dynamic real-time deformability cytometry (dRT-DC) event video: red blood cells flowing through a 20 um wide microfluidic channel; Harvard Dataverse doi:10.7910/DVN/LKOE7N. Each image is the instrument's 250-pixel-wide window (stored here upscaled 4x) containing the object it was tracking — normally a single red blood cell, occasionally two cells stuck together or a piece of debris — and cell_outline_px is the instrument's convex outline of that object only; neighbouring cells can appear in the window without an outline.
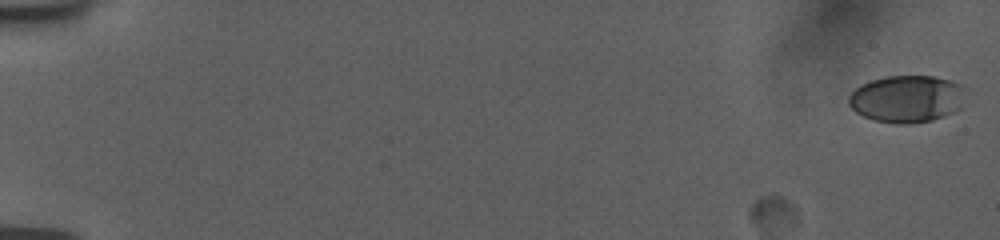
{"species": "human", "species_latin": "Homo sapiens", "temperature_condition": "room temperature", "stored_images_in_passage": 56, "camera_frame_rate_fps": 3000, "um_per_image_px": 0.085, "donor": {"sex": "female"}, "frame": {"image": 1, "passage_image": 1, "time_ms": 0.0, "image_size_px": [1000, 240], "cell_outline_px": [[968, 88], [960, 108], [952, 112], [932, 120], [912, 124], [896, 124], [872, 120], [856, 112], [848, 104], [848, 96], [860, 84], [872, 80], [888, 76], [936, 76], [964, 84]], "centroid_in_image_um": [77.11, 8.39], "position_along_channel_um": 7.9, "area_um2": 32.6}}
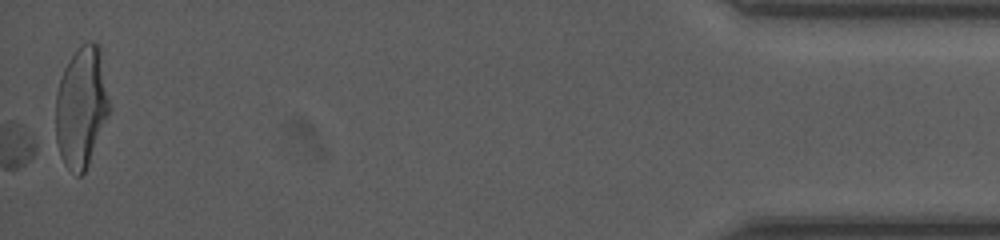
{"frame": {"image": 2, "passage_image": 56, "time_ms": 18.333, "image_size_px": [1000, 240], "cell_outline_px": [[108, 116], [88, 164], [84, 172], [80, 176], [76, 176], [64, 164], [60, 156], [56, 140], [56, 92], [64, 68], [68, 60], [80, 44], [88, 40], [92, 40], [100, 44], [108, 100]], "centroid_in_image_um": [6.9, 9.06], "position_along_channel_um": 428.3, "area_um2": 37.69}}